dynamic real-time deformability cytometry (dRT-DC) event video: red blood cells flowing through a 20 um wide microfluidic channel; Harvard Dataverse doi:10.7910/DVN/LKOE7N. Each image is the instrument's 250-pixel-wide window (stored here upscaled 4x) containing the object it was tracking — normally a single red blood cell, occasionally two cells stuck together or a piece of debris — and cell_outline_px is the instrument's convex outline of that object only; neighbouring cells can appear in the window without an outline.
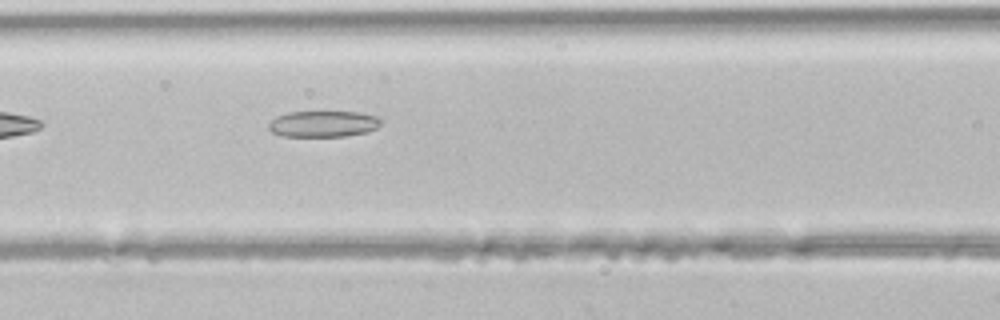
{"species": "common noctule bat (a hibernating species)", "species_latin": "Nyctalus noctula", "temperature_condition": "room temperature", "stored_images_in_passage": 6, "camera_frame_rate_fps": 3000, "um_per_image_px": 0.085, "animal": {"sex": "male", "body_mass_g": 21.5, "forearm_length_mm": 52.0}, "frame": {"image": 1, "passage_image": 6, "time_ms": 1.667, "image_size_px": [1000, 320], "cell_outline_px": [[380, 124], [376, 128], [368, 132], [348, 136], [280, 136], [272, 132], [268, 128], [268, 124], [276, 116], [288, 112], [360, 112], [376, 116], [380, 120]], "centroid_in_image_um": [27.46, 10.53], "position_along_channel_um": 139.1, "area_um2": 17.17}}